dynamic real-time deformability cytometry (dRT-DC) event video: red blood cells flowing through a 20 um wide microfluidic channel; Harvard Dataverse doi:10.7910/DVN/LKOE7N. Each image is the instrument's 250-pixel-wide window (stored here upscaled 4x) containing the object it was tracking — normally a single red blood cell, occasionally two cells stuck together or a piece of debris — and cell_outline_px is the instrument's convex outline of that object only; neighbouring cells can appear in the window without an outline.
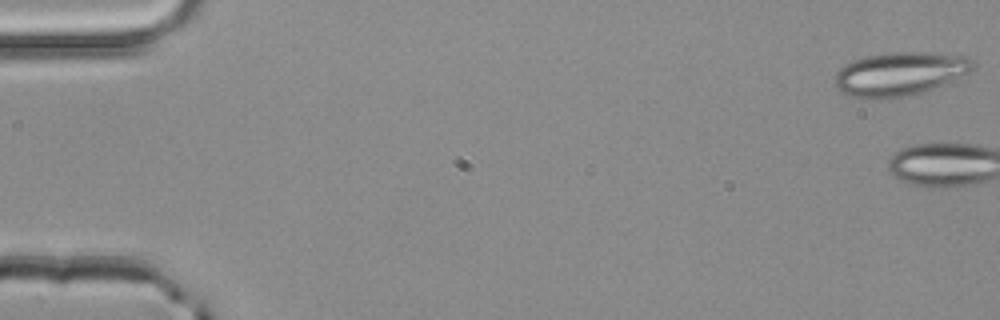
{"species": "common noctule bat (a hibernating species)", "species_latin": "Nyctalus noctula", "temperature_condition": "room temperature", "stored_images_in_passage": 4, "camera_frame_rate_fps": 3000, "um_per_image_px": 0.085, "animal": {"sex": "male", "body_mass_g": 20.4}, "frame": {"image": 1, "passage_image": 1, "time_ms": 0.0, "image_size_px": [1000, 320], "cell_outline_px": [[976, 64], [968, 72], [932, 88], [920, 92], [900, 96], [876, 100], [848, 96], [840, 92], [836, 88], [836, 72], [840, 68], [852, 60], [868, 56], [888, 52], [924, 52], [968, 56]], "centroid_in_image_um": [76.42, 6.27], "position_along_channel_um": 8.6, "area_um2": 34.74}}